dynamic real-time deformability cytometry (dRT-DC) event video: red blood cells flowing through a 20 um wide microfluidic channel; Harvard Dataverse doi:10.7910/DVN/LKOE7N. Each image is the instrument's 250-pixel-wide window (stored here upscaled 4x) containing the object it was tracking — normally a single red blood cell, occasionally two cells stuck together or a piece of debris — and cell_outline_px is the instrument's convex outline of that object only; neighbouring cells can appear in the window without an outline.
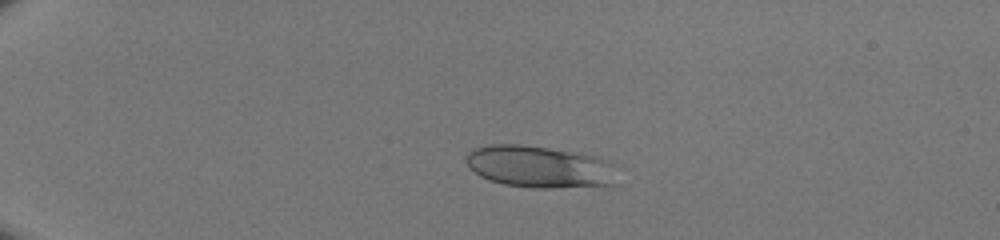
{"species": "human", "species_latin": "Homo sapiens", "temperature_condition": "room temperature", "stored_images_in_passage": 38, "camera_frame_rate_fps": 3000, "um_per_image_px": 0.085, "donor": {"sex": "male"}, "frame": {"image": 1, "passage_image": 1, "time_ms": 0.0, "image_size_px": [1000, 240], "cell_outline_px": [[620, 184], [552, 188], [532, 188], [504, 184], [488, 180], [480, 176], [468, 168], [464, 160], [464, 156], [468, 152], [476, 148], [488, 144], [520, 144], [580, 152], [596, 156], [608, 160], [612, 164]], "centroid_in_image_um": [45.86, 14.17], "position_along_channel_um": 39.1, "area_um2": 37.69}}
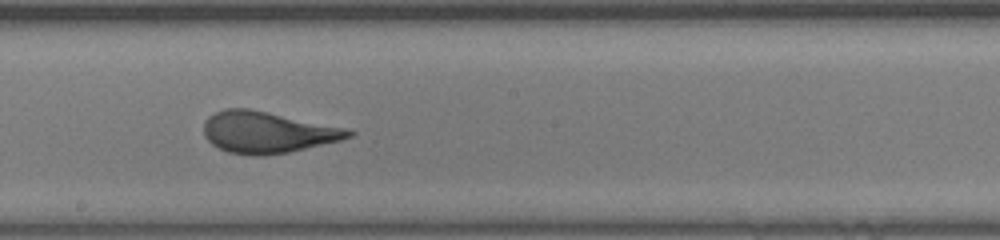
{"frame": {"image": 2, "passage_image": 19, "time_ms": 6.0, "image_size_px": [1000, 240], "cell_outline_px": [[356, 132], [352, 136], [340, 140], [288, 152], [264, 156], [252, 156], [228, 152], [212, 144], [204, 136], [204, 120], [208, 116], [224, 108], [248, 108], [268, 112], [344, 128]], "centroid_in_image_um": [22.67, 11.24], "position_along_channel_um": 225.5, "area_um2": 34.68}}
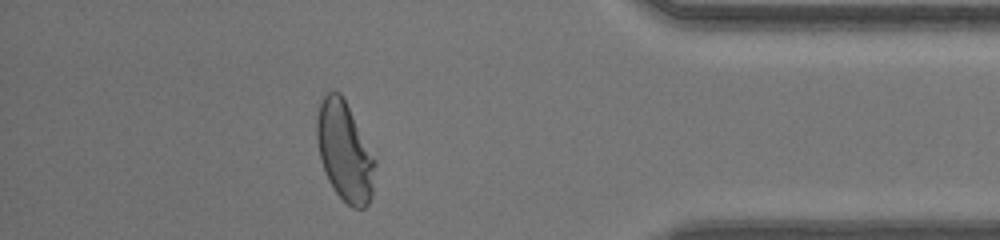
{"frame": {"image": 3, "passage_image": 33, "time_ms": 10.667, "image_size_px": [1000, 240], "cell_outline_px": [[376, 164], [372, 196], [368, 204], [364, 208], [352, 208], [332, 188], [324, 172], [320, 160], [316, 136], [316, 116], [320, 104], [324, 96], [332, 88], [340, 92], [344, 96], [376, 160]], "centroid_in_image_um": [29.29, 12.85], "position_along_channel_um": 405.9, "area_um2": 34.16}}